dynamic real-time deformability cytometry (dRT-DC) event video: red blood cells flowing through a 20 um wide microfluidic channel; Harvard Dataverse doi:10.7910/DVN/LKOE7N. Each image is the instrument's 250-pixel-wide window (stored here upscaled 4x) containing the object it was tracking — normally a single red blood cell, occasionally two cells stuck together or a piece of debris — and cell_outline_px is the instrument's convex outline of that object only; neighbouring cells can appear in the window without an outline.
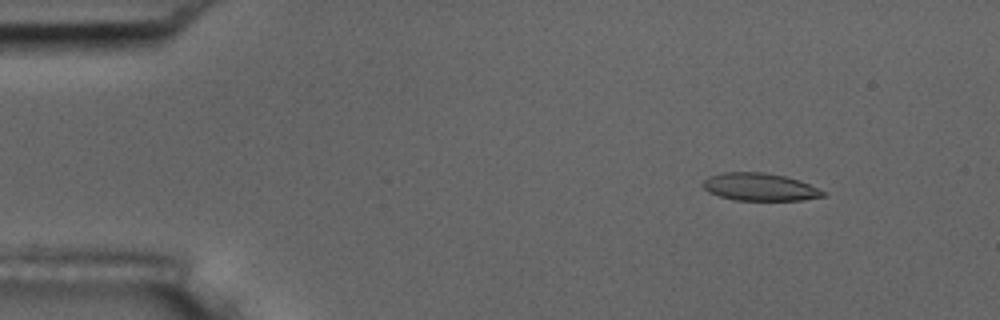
{"species": "common noctule bat (a hibernating species)", "species_latin": "Nyctalus noctula", "temperature_condition": "room temperature", "stored_images_in_passage": 5, "camera_frame_rate_fps": 3000, "um_per_image_px": 0.085, "animal": {"sex": "male", "body_mass_g": 17.5, "forearm_length_mm": 52.3}, "frame": {"image": 1, "passage_image": 2, "time_ms": 2.0, "image_size_px": [1000, 320], "cell_outline_px": [[828, 192], [824, 196], [804, 200], [732, 200], [708, 192], [700, 184], [708, 176], [720, 172], [764, 172], [784, 176], [800, 180]], "centroid_in_image_um": [64.57, 15.89], "position_along_channel_um": 20.4, "area_um2": 19.59}}
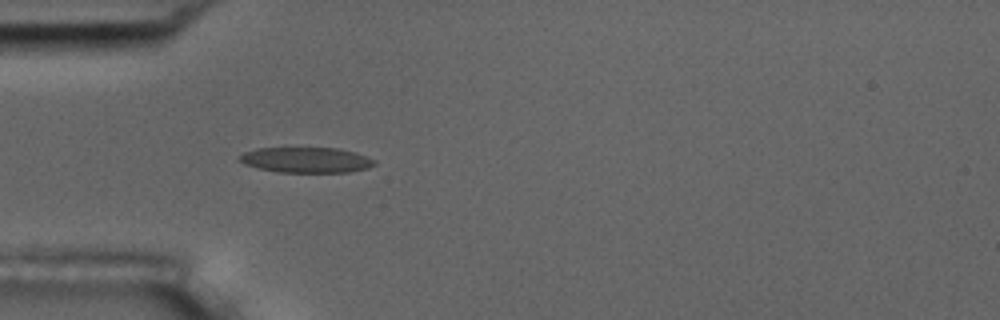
{"frame": {"image": 2, "passage_image": 5, "time_ms": 5.333, "image_size_px": [1000, 320], "cell_outline_px": [[376, 164], [368, 168], [348, 172], [276, 172], [256, 168], [244, 164], [236, 156], [244, 152], [256, 148], [340, 148], [356, 152], [368, 156], [376, 160]], "centroid_in_image_um": [26.03, 13.59], "position_along_channel_um": 59.0, "area_um2": 20.29}}